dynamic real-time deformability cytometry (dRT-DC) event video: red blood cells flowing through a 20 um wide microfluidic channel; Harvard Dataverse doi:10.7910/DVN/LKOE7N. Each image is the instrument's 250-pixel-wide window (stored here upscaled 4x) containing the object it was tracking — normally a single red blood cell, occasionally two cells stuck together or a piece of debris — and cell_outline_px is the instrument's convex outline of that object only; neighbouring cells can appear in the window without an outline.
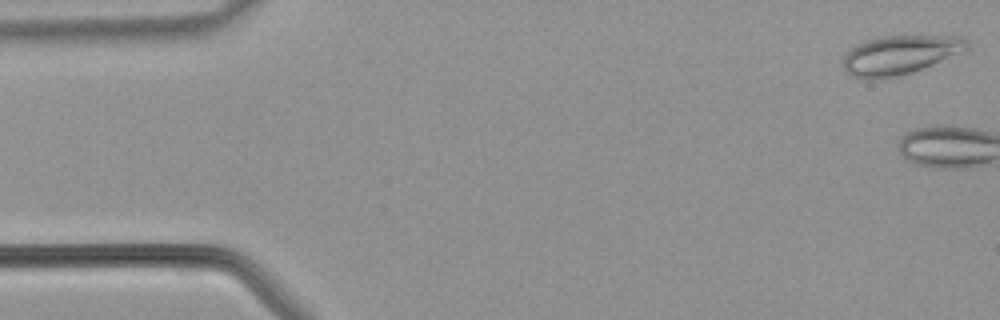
{"species": "common noctule bat (a hibernating species)", "species_latin": "Nyctalus noctula", "temperature_condition": "warm", "stored_images_in_passage": 3, "camera_frame_rate_fps": 3000, "um_per_image_px": 0.085, "animal": {"sex": "male", "body_mass_g": 21.5, "forearm_length_mm": 52.0}, "frame": {"image": 1, "passage_image": 1, "time_ms": 0.0, "image_size_px": [1000, 320], "cell_outline_px": [[968, 48], [964, 52], [912, 72], [900, 76], [876, 80], [868, 80], [852, 76], [844, 68], [844, 56], [852, 48], [868, 40], [884, 36], [964, 36], [968, 40]], "centroid_in_image_um": [76.54, 4.68], "position_along_channel_um": 8.5, "area_um2": 28.09}}